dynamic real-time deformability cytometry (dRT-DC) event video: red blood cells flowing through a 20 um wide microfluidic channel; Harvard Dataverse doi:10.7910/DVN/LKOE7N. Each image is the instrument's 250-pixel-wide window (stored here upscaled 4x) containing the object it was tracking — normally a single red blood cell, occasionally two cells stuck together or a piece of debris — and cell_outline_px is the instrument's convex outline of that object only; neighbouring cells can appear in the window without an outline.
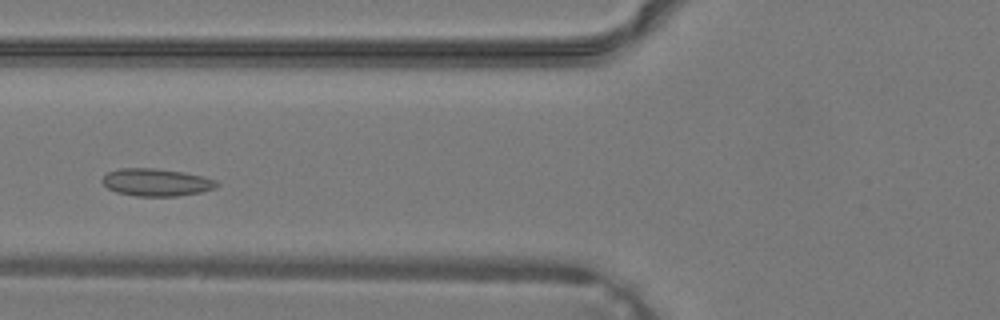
{"species": "common noctule bat (a hibernating species)", "species_latin": "Nyctalus noctula", "temperature_condition": "warm", "stored_images_in_passage": 24, "camera_frame_rate_fps": 3000, "um_per_image_px": 0.085, "animal": {"sex": "male", "body_mass_g": 19.2, "forearm_length_mm": 51.8}, "frame": {"image": 1, "passage_image": 7, "time_ms": 2.0, "image_size_px": [1000, 320], "cell_outline_px": [[220, 184], [216, 188], [200, 192], [176, 196], [136, 196], [116, 192], [108, 188], [100, 180], [108, 172], [120, 168], [156, 168], [184, 172], [204, 176], [216, 180]], "centroid_in_image_um": [13.3, 15.49], "position_along_channel_um": 112.5, "area_um2": 18.44}}
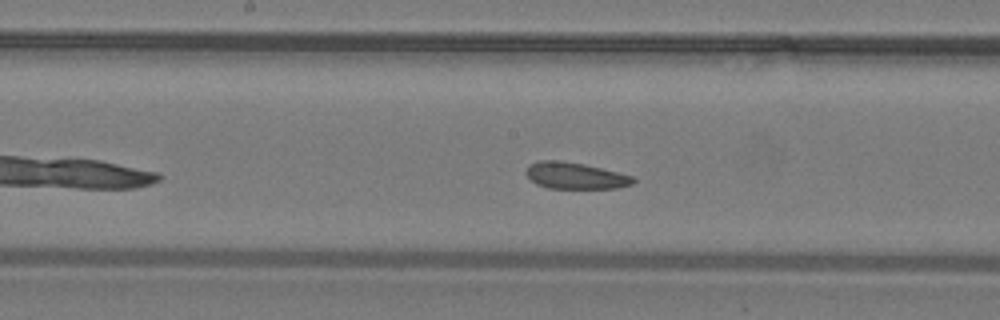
{"frame": {"image": 2, "passage_image": 12, "time_ms": 3.667, "image_size_px": [1000, 320], "cell_outline_px": [[636, 180], [632, 184], [616, 188], [548, 188], [536, 184], [524, 172], [528, 164], [536, 160], [560, 160], [584, 164], [632, 176]], "centroid_in_image_um": [48.83, 14.92], "position_along_channel_um": 199.4, "area_um2": 16.53}}
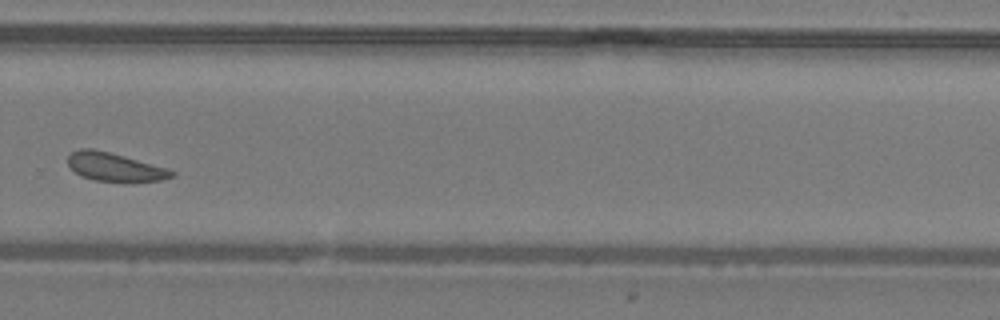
{"frame": {"image": 3, "passage_image": 19, "time_ms": 6.0, "image_size_px": [1000, 320], "cell_outline_px": [[176, 172], [172, 176], [160, 180], [92, 180], [80, 176], [68, 164], [68, 156], [72, 152], [80, 148], [92, 148], [124, 156], [168, 168]], "centroid_in_image_um": [9.71, 14.17], "position_along_channel_um": 320.1, "area_um2": 16.65}}